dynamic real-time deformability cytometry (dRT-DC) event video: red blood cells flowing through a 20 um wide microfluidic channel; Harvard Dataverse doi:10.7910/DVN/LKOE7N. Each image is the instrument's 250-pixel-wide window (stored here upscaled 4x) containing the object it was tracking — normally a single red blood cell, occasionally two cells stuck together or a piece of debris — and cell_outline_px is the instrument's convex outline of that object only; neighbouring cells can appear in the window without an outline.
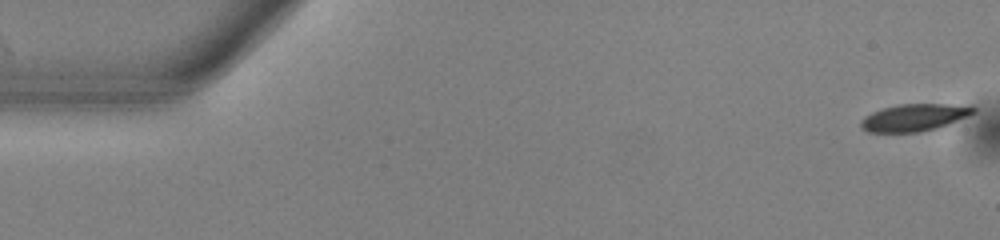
{"species": "common noctule bat (a hibernating species)", "species_latin": "Nyctalus noctula", "temperature_condition": "warm", "stored_images_in_passage": 46, "camera_frame_rate_fps": 3000, "um_per_image_px": 0.085, "animal": {"sex": "male", "body_mass_g": 13.0, "forearm_length_mm": 53.1}, "frame": {"image": 1, "passage_image": 1, "time_ms": 0.0, "image_size_px": [1000, 240], "cell_outline_px": [[976, 112], [968, 116], [948, 124], [936, 128], [920, 132], [868, 132], [860, 128], [860, 120], [864, 116], [872, 112], [884, 108], [900, 104], [972, 104], [976, 108]], "centroid_in_image_um": [77.74, 9.98], "position_along_channel_um": 7.3, "area_um2": 18.03}}
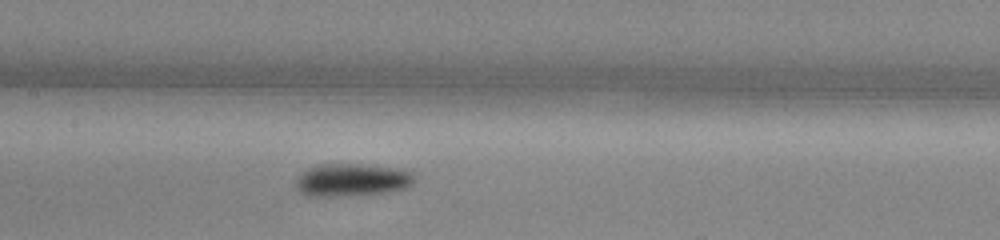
{"frame": {"image": 2, "passage_image": 25, "time_ms": 8.0, "image_size_px": [1000, 240], "cell_outline_px": [[416, 180], [408, 188], [388, 192], [340, 196], [308, 196], [296, 184], [296, 180], [304, 172], [316, 164], [364, 164], [400, 168], [408, 172]], "centroid_in_image_um": [29.97, 15.28], "position_along_channel_um": 177.4, "area_um2": 22.37}}
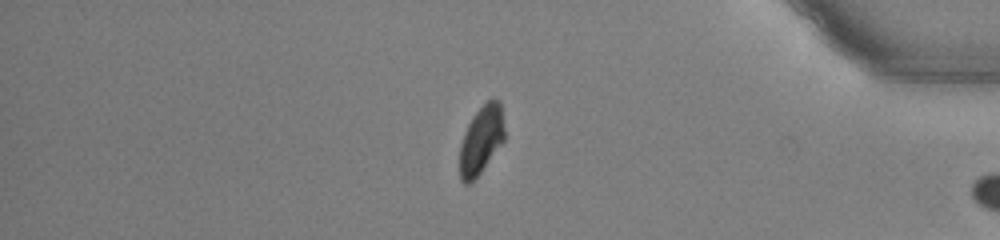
{"frame": {"image": 3, "passage_image": 44, "time_ms": 14.333, "image_size_px": [1000, 240], "cell_outline_px": [[504, 140], [480, 172], [468, 184], [464, 184], [460, 180], [460, 144], [464, 132], [472, 116], [488, 100], [500, 100], [504, 128]], "centroid_in_image_um": [40.89, 11.89], "position_along_channel_um": 394.3, "area_um2": 17.46}, "authors_computed_cell_mechanics": {"area_um2": 19.8254, "velocity_mm_per_s": 3.9369, "shape_relaxation_time_tau1_ms": 2.5453, "shape_relaxation_time_tau2_ms": 8.5665, "deformation_change_tau1": 0.1179, "deformation_change_tau2": 0.114}}